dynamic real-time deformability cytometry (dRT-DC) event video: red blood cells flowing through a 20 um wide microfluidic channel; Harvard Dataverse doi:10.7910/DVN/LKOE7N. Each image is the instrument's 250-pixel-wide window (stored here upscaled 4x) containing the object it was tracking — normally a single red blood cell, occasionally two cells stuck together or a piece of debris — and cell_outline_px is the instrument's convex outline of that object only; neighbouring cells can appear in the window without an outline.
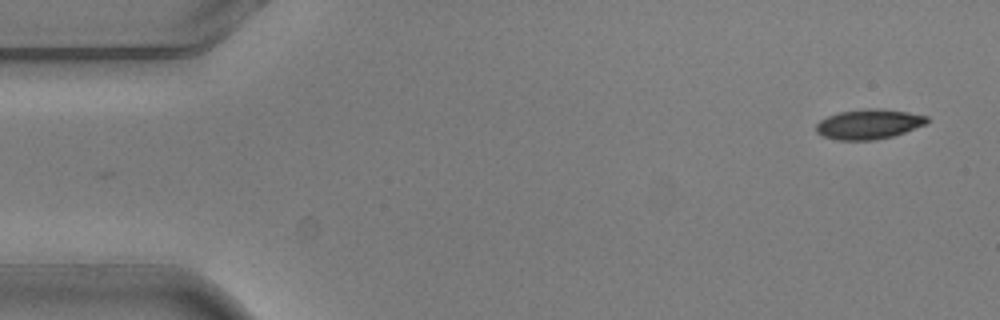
{"species": "common noctule bat (a hibernating species)", "species_latin": "Nyctalus noctula", "temperature_condition": "warm", "stored_images_in_passage": 5, "segment_of_instrument_passage": [2, 2], "camera_frame_rate_fps": 3000, "um_per_image_px": 0.085, "animal": {"sex": "male", "body_mass_g": 20.5, "forearm_length_mm": 52.5}, "frame": {"image": 1, "passage_image": 5, "time_ms": 1.333, "image_size_px": [1000, 320], "cell_outline_px": [[928, 120], [924, 124], [904, 132], [892, 136], [876, 140], [836, 140], [824, 136], [816, 132], [816, 124], [820, 120], [828, 116], [840, 112], [868, 108], [872, 108], [908, 112], [928, 116]], "centroid_in_image_um": [73.81, 10.56], "position_along_channel_um": 11.2, "area_um2": 19.07}}